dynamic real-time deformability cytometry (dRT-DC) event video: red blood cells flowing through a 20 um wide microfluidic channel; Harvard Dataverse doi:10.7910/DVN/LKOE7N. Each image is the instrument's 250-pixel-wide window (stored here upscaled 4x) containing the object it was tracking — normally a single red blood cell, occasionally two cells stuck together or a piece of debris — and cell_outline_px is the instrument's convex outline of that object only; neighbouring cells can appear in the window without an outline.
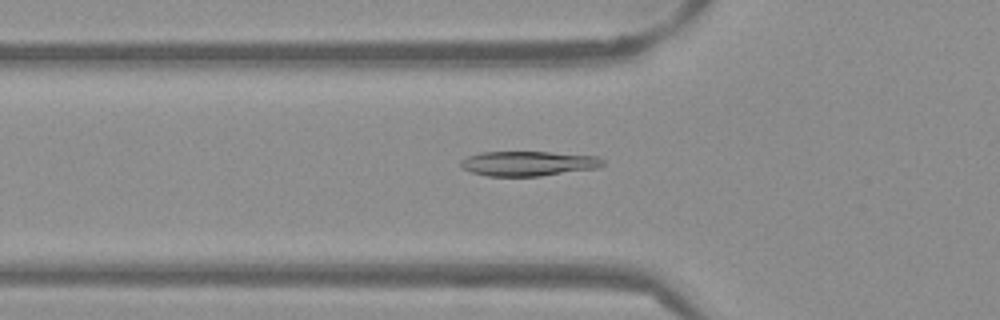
{"species": "Egyptian fruit bat (a non-hibernating species)", "species_latin": "Rousettus aegyptiacus", "temperature_condition": "warm", "stored_images_in_passage": 53, "camera_frame_rate_fps": 3000, "um_per_image_px": 0.085, "frame": {"image": 1, "passage_image": 18, "time_ms": 5.667, "image_size_px": [1000, 320], "cell_outline_px": [[604, 164], [600, 168], [540, 176], [488, 176], [472, 172], [464, 168], [460, 164], [460, 160], [468, 156], [480, 152], [548, 152], [600, 156], [604, 160]], "centroid_in_image_um": [44.95, 13.89], "position_along_channel_um": 80.8, "area_um2": 20.63}}
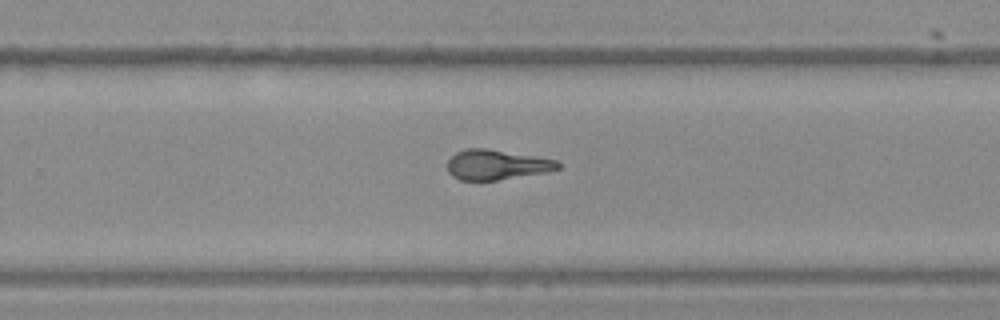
{"frame": {"image": 2, "passage_image": 34, "time_ms": 11.0, "image_size_px": [1000, 320], "cell_outline_px": [[560, 168], [548, 172], [496, 180], [460, 180], [452, 176], [448, 172], [448, 160], [456, 152], [464, 148], [488, 148], [556, 160], [560, 164]], "centroid_in_image_um": [42.19, 14.0], "position_along_channel_um": 287.6, "area_um2": 19.31}}
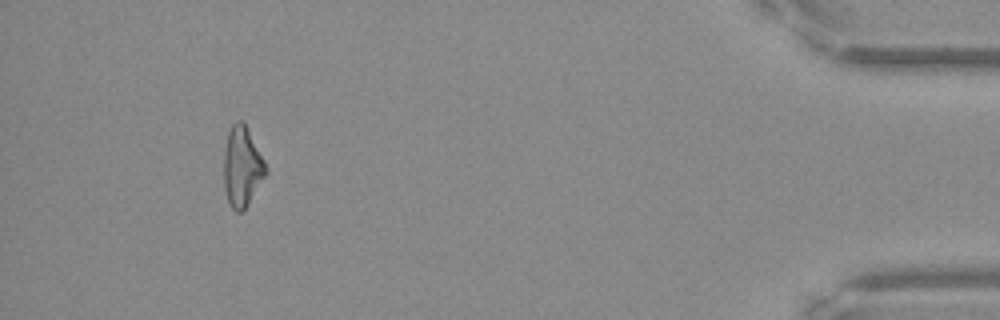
{"frame": {"image": 3, "passage_image": 49, "time_ms": 16.0, "image_size_px": [1000, 320], "cell_outline_px": [[268, 172], [244, 208], [240, 212], [236, 212], [232, 208], [228, 200], [224, 188], [224, 148], [228, 132], [232, 124], [236, 120], [244, 120], [268, 168]], "centroid_in_image_um": [20.57, 14.11], "position_along_channel_um": 414.6, "area_um2": 19.54}, "authors_computed_cell_mechanics": {"area_um2": 20.23, "velocity_mm_per_s": 3.8686, "shape_relaxation_time_tau1_ms": 5.7981, "shape_relaxation_time_tau2_ms": 1.9778, "deformation_change_tau1": 0.2271, "deformation_change_tau2": 0.0832}}